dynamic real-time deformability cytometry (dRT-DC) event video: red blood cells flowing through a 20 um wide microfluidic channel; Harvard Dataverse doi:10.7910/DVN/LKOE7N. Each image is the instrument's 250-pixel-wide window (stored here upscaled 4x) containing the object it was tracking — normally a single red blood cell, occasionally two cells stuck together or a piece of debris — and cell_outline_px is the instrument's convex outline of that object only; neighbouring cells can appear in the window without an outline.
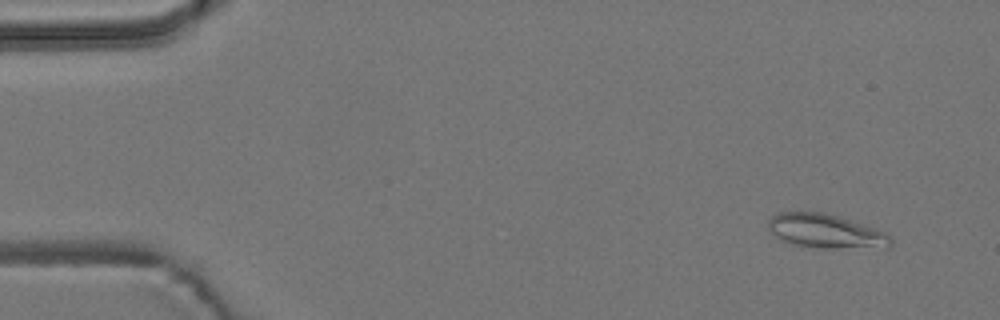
{"species": "common noctule bat (a hibernating species)", "species_latin": "Nyctalus noctula", "temperature_condition": "room temperature", "stored_images_in_passage": 20, "camera_frame_rate_fps": 3000, "um_per_image_px": 0.085, "animal": {"sex": "male", "body_mass_g": 19.2, "forearm_length_mm": 51.8}, "frame": {"image": 1, "passage_image": 4, "time_ms": 1.0, "image_size_px": [1000, 320], "cell_outline_px": [[892, 244], [888, 248], [828, 248], [792, 244], [780, 240], [768, 228], [768, 220], [772, 216], [780, 212], [824, 212], [876, 228], [884, 232], [892, 240]], "centroid_in_image_um": [70.2, 19.65], "position_along_channel_um": 14.8, "area_um2": 24.22}}